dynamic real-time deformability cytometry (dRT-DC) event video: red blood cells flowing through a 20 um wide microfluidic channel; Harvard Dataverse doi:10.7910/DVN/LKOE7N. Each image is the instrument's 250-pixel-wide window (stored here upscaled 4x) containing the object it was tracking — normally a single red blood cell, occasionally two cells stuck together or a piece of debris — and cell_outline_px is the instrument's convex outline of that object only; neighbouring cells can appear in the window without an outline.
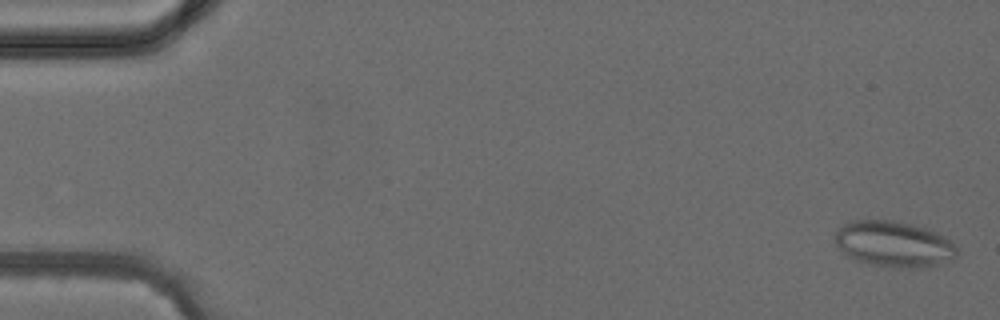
{"species": "common noctule bat (a hibernating species)", "species_latin": "Nyctalus noctula", "temperature_condition": "cold", "stored_images_in_passage": 4, "camera_frame_rate_fps": 3000, "um_per_image_px": 0.085, "animal": {"sex": "female", "body_mass_g": 24.6, "forearm_length_mm": 56.2}, "frame": {"image": 1, "passage_image": 1, "time_ms": 0.0, "image_size_px": [1000, 320], "cell_outline_px": [[956, 256], [952, 260], [936, 264], [872, 264], [856, 260], [848, 256], [836, 244], [832, 236], [844, 224], [852, 220], [892, 220], [912, 224], [936, 232], [944, 236], [956, 248]], "centroid_in_image_um": [75.9, 20.67], "position_along_channel_um": 9.1, "area_um2": 31.15}}